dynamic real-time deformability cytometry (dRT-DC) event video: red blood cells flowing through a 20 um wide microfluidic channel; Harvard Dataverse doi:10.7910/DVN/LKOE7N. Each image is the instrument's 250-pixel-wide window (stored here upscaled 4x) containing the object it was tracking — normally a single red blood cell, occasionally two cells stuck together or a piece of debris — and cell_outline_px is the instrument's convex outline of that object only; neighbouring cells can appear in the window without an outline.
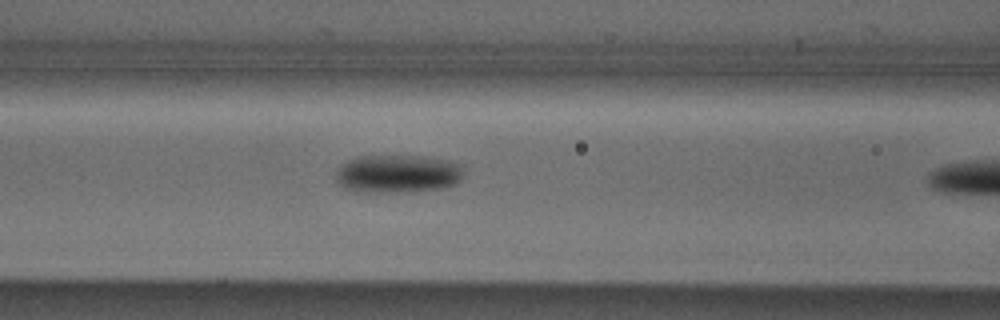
{"species": "Egyptian fruit bat (a non-hibernating species)", "species_latin": "Rousettus aegyptiacus", "temperature_condition": "cold", "stored_images_in_passage": 11, "camera_frame_rate_fps": 3000, "um_per_image_px": 0.085, "animal": {"sex": "male"}, "frame": {"image": 1, "passage_image": 10, "time_ms": 3.0, "image_size_px": [1000, 320], "cell_outline_px": [[460, 180], [444, 188], [412, 192], [360, 192], [344, 188], [336, 180], [336, 172], [348, 160], [360, 156], [420, 156], [448, 160], [460, 164]], "centroid_in_image_um": [33.78, 14.78], "position_along_channel_um": 132.8, "area_um2": 28.21}}